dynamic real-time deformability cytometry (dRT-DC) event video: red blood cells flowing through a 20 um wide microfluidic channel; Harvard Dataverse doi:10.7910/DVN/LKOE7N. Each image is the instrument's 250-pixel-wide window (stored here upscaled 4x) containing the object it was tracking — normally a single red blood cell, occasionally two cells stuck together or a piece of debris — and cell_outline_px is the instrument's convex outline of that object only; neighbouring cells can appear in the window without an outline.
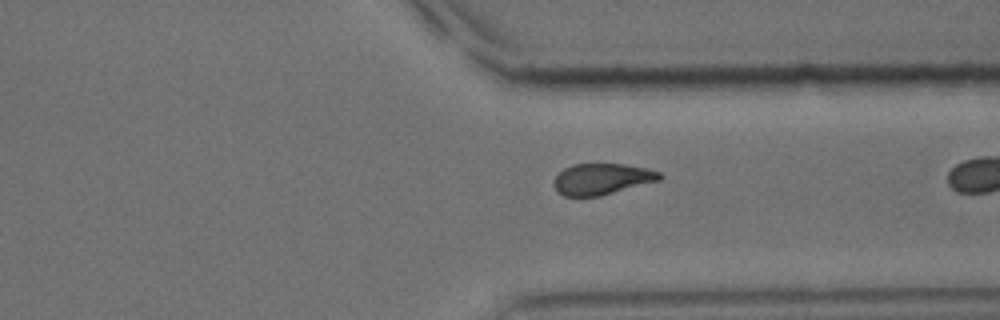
{"species": "common noctule bat (a hibernating species)", "species_latin": "Nyctalus noctula", "temperature_condition": "cold", "stored_images_in_passage": 40, "camera_frame_rate_fps": 3000, "um_per_image_px": 0.085, "animal": {"sex": "male", "body_mass_g": 15.6}, "frame": {"image": 1, "passage_image": 39, "time_ms": 12.667, "image_size_px": [1000, 320], "cell_outline_px": [[664, 176], [660, 180], [600, 196], [564, 196], [552, 184], [552, 180], [564, 168], [572, 164], [624, 164], [644, 168], [660, 172]], "centroid_in_image_um": [51.16, 15.21], "position_along_channel_um": 360.2, "area_um2": 19.13}}